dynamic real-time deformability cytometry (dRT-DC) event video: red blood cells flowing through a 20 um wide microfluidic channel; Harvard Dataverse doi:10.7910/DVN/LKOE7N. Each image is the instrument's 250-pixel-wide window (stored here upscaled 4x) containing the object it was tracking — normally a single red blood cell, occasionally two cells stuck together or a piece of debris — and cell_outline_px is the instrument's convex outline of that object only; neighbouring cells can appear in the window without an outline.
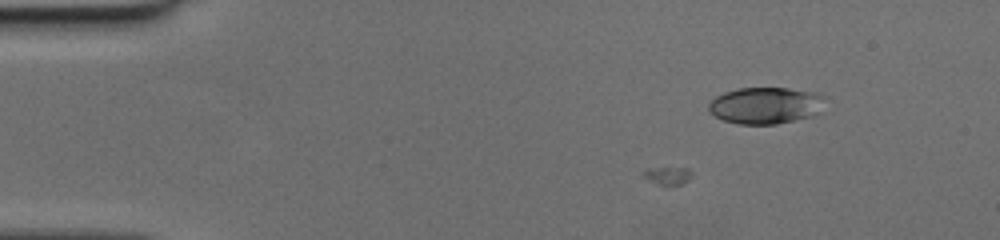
{"species": "human", "species_latin": "Homo sapiens", "temperature_condition": "cold", "stored_images_in_passage": 7, "camera_frame_rate_fps": 3000, "um_per_image_px": 0.085, "donor": {"sex": "female"}, "frame": {"image": 1, "passage_image": 1, "time_ms": 0.0, "image_size_px": [1000, 240], "cell_outline_px": [[828, 96], [820, 112], [812, 116], [776, 124], [736, 124], [724, 120], [708, 112], [708, 104], [716, 96], [724, 92], [740, 88], [788, 88], [820, 92]], "centroid_in_image_um": [65.13, 8.95], "position_along_channel_um": 19.9, "area_um2": 25.26}}